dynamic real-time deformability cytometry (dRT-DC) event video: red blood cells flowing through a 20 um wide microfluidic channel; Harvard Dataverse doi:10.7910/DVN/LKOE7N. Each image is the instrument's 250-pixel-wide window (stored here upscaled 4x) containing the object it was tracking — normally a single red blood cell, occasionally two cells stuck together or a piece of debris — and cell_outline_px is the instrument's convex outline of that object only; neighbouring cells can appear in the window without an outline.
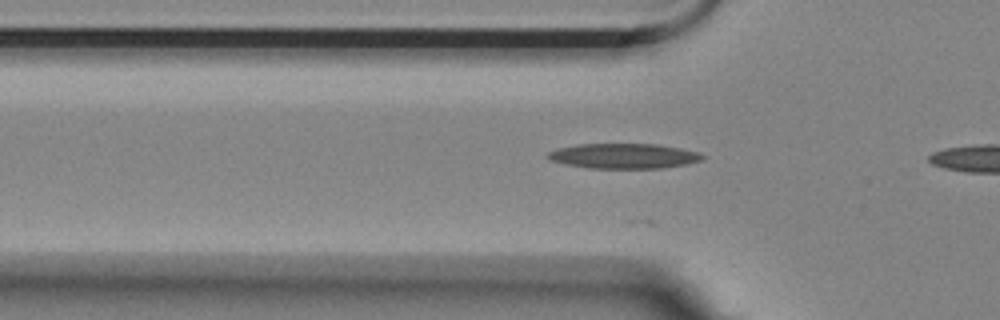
{"species": "Egyptian fruit bat (a non-hibernating species)", "species_latin": "Rousettus aegyptiacus", "temperature_condition": "room temperature", "stored_images_in_passage": 7, "camera_frame_rate_fps": 3000, "um_per_image_px": 0.085, "animal": {"sex": "female"}, "frame": {"image": 1, "passage_image": 5, "time_ms": 1.333, "image_size_px": [1000, 320], "cell_outline_px": [[704, 160], [688, 164], [660, 168], [588, 168], [564, 164], [552, 160], [544, 156], [548, 152], [560, 148], [580, 144], [656, 144], [680, 148], [700, 152], [704, 156]], "centroid_in_image_um": [53.05, 13.26], "position_along_channel_um": 72.8, "area_um2": 22.6}}